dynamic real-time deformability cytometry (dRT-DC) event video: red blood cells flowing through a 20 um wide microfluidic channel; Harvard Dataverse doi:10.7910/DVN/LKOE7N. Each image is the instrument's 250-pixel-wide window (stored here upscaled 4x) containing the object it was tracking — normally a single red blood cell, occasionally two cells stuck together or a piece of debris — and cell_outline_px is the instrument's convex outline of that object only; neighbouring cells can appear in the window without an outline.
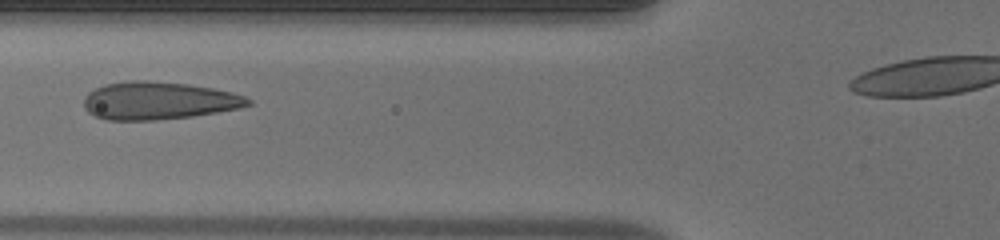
{"species": "human", "species_latin": "Homo sapiens", "temperature_condition": "warm", "stored_images_in_passage": 29, "camera_frame_rate_fps": 3000, "um_per_image_px": 0.085, "donor": {"sex": "male"}, "frame": {"image": 1, "passage_image": 5, "time_ms": 1.333, "image_size_px": [1000, 240], "cell_outline_px": [[252, 104], [240, 108], [192, 116], [152, 120], [108, 120], [96, 116], [88, 112], [84, 108], [84, 96], [88, 92], [104, 84], [132, 80], [144, 80], [188, 84], [212, 88], [232, 92], [244, 96], [252, 100]], "centroid_in_image_um": [13.46, 8.55], "position_along_channel_um": 112.3, "area_um2": 36.07}}
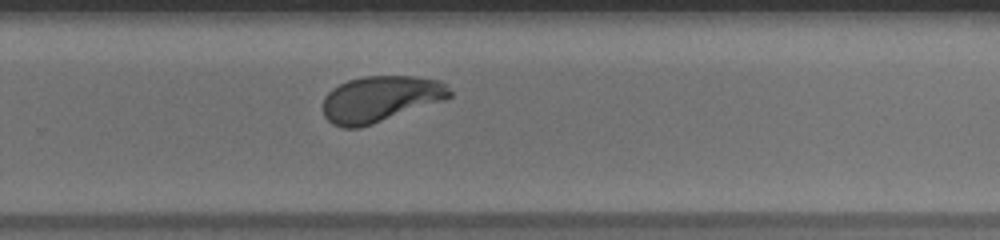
{"frame": {"image": 2, "passage_image": 19, "time_ms": 6.0, "image_size_px": [1000, 240], "cell_outline_px": [[452, 96], [444, 100], [360, 128], [344, 128], [332, 124], [324, 116], [324, 96], [332, 88], [348, 80], [364, 76], [416, 76], [440, 80], [448, 84], [452, 92]], "centroid_in_image_um": [32.35, 8.4], "position_along_channel_um": 297.4, "area_um2": 34.1}}
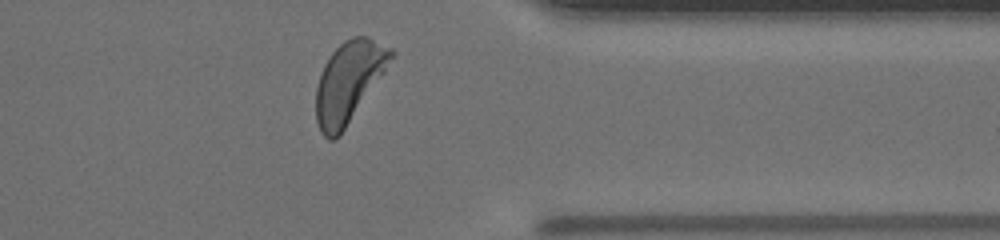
{"frame": {"image": 3, "passage_image": 26, "time_ms": 8.333, "image_size_px": [1000, 240], "cell_outline_px": [[396, 52], [384, 72], [340, 136], [336, 140], [328, 140], [320, 132], [316, 120], [316, 88], [324, 64], [332, 52], [344, 40], [352, 36], [368, 36], [392, 48]], "centroid_in_image_um": [29.64, 6.96], "position_along_channel_um": 381.8, "area_um2": 35.2}, "authors_computed_cell_mechanics": {"area_um2": 34.391, "velocity_mm_per_s": 3.9819, "shape_relaxation_time_tau1_ms": 3.0257, "shape_relaxation_time_tau2_ms": null, "deformation_change_tau1": 0.1576, "deformation_change_tau2": null}}